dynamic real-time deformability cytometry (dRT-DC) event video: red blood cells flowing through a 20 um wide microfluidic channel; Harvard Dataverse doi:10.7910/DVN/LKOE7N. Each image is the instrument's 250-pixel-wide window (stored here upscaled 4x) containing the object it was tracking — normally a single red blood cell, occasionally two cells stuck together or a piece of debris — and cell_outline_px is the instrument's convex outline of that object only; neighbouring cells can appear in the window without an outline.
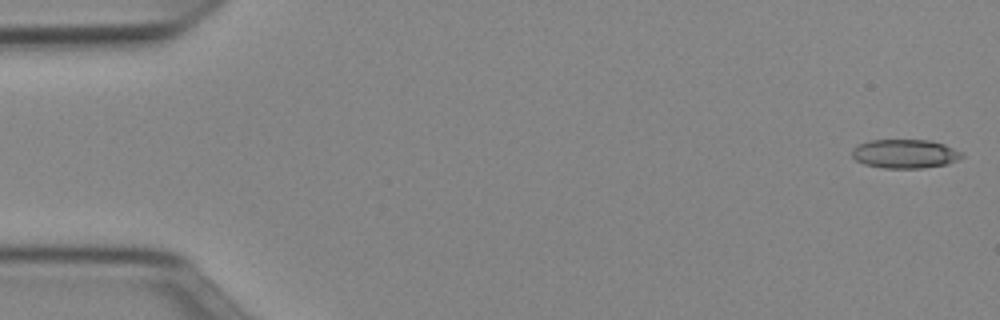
{"species": "Egyptian fruit bat (a non-hibernating species)", "species_latin": "Rousettus aegyptiacus", "temperature_condition": "cold", "stored_images_in_passage": 8, "camera_frame_rate_fps": 3000, "um_per_image_px": 0.085, "animal": {"sex": "female"}, "frame": {"image": 1, "passage_image": 1, "time_ms": 0.0, "image_size_px": [1000, 320], "cell_outline_px": [[964, 156], [948, 164], [924, 168], [884, 168], [864, 164], [856, 160], [852, 156], [852, 148], [856, 144], [868, 140], [928, 140], [944, 144], [960, 152]], "centroid_in_image_um": [76.87, 13.07], "position_along_channel_um": 8.1, "area_um2": 18.55}}